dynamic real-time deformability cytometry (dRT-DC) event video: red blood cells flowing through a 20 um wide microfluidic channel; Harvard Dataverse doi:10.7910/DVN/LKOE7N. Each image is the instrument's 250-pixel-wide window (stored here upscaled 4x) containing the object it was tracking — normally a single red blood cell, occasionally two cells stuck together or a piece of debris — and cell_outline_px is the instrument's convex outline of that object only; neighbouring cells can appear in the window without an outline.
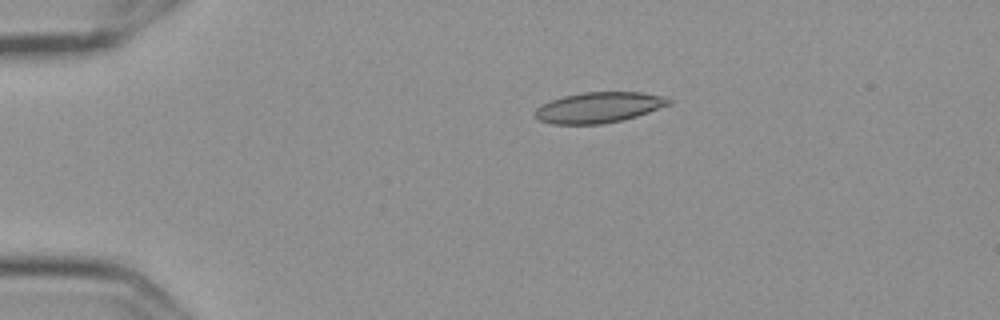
{"species": "Egyptian fruit bat (a non-hibernating species)", "species_latin": "Rousettus aegyptiacus", "temperature_condition": "cold", "stored_images_in_passage": 9, "camera_frame_rate_fps": 3000, "um_per_image_px": 0.085, "frame": {"image": 1, "passage_image": 1, "time_ms": 0.0, "image_size_px": [1000, 320], "cell_outline_px": [[672, 104], [624, 120], [600, 124], [552, 124], [540, 120], [532, 112], [540, 104], [564, 96], [584, 92], [640, 92], [668, 96], [672, 100]], "centroid_in_image_um": [50.92, 9.13], "position_along_channel_um": 34.1, "area_um2": 24.04}}
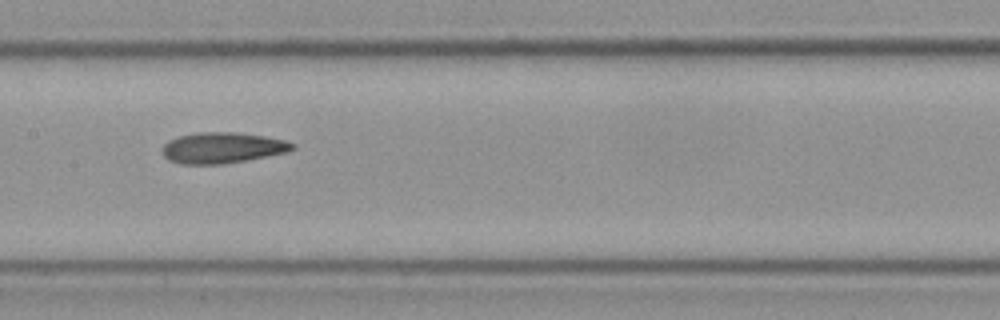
{"frame": {"image": 2, "passage_image": 6, "time_ms": 1.667, "image_size_px": [1000, 320], "cell_outline_px": [[296, 148], [288, 152], [244, 160], [220, 164], [180, 164], [168, 160], [164, 156], [160, 148], [168, 140], [180, 136], [196, 132], [236, 132], [264, 136], [284, 140], [296, 144]], "centroid_in_image_um": [18.87, 12.56], "position_along_channel_um": 188.5, "area_um2": 23.47}}
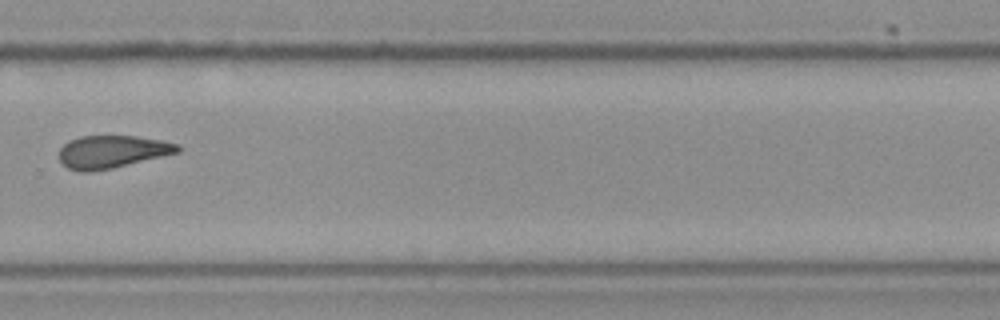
{"frame": {"image": 3, "passage_image": 9, "time_ms": 2.667, "image_size_px": [1000, 320], "cell_outline_px": [[180, 152], [112, 168], [92, 172], [80, 172], [68, 168], [60, 160], [60, 148], [68, 140], [80, 136], [136, 136], [160, 140], [180, 144]], "centroid_in_image_um": [9.52, 12.9], "position_along_channel_um": 320.3, "area_um2": 22.54}}